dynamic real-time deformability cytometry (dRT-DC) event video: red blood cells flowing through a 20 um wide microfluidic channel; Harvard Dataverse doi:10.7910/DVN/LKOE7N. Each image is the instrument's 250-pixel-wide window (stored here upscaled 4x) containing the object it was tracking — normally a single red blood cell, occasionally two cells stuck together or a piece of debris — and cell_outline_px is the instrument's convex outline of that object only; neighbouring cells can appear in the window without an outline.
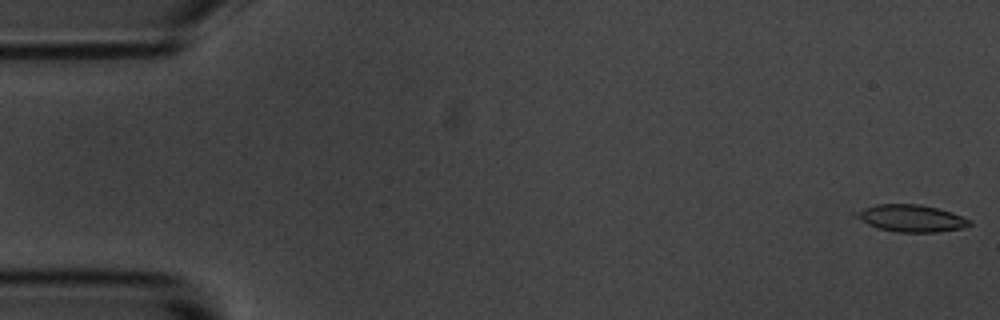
{"species": "common noctule bat (a hibernating species)", "species_latin": "Nyctalus noctula", "temperature_condition": "room temperature", "stored_images_in_passage": 55, "camera_frame_rate_fps": 3000, "um_per_image_px": 0.085, "animal": {"sex": "male", "body_mass_g": 20.1, "forearm_length_mm": 53.5}, "frame": {"image": 1, "passage_image": 1, "time_ms": 0.0, "image_size_px": [1000, 320], "cell_outline_px": [[972, 224], [964, 228], [936, 232], [896, 232], [880, 228], [868, 224], [852, 216], [848, 212], [876, 204], [920, 204], [952, 212], [972, 220]], "centroid_in_image_um": [77.4, 18.54], "position_along_channel_um": 7.6, "area_um2": 18.21}}
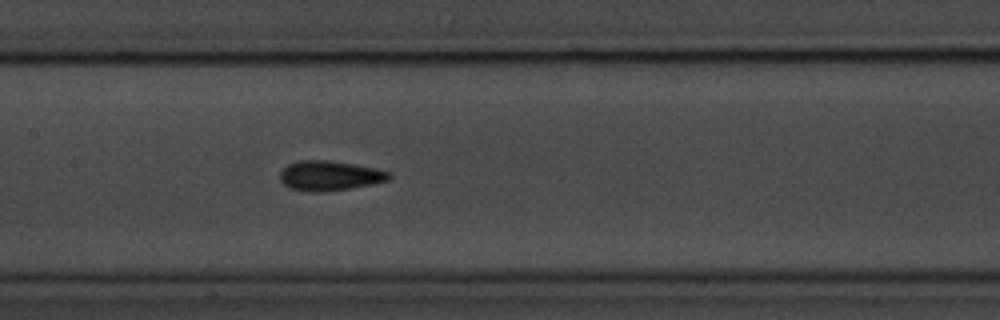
{"frame": {"image": 2, "passage_image": 26, "time_ms": 8.333, "image_size_px": [1000, 320], "cell_outline_px": [[392, 176], [388, 180], [372, 184], [324, 192], [308, 192], [292, 188], [284, 184], [280, 180], [280, 172], [288, 164], [300, 160], [328, 160], [352, 164], [392, 172]], "centroid_in_image_um": [28.01, 14.93], "position_along_channel_um": 179.4, "area_um2": 18.79}}
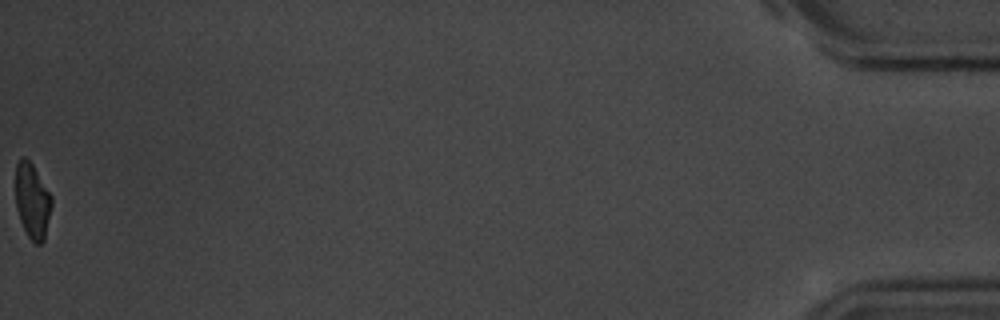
{"frame": {"image": 3, "passage_image": 55, "time_ms": 18.0, "image_size_px": [1000, 320], "cell_outline_px": [[52, 204], [44, 240], [40, 244], [36, 244], [28, 236], [20, 220], [16, 208], [16, 164], [20, 156], [24, 156], [32, 164], [52, 196]], "centroid_in_image_um": [2.74, 17.06], "position_along_channel_um": 432.5, "area_um2": 15.72}, "authors_computed_cell_mechanics": {"area_um2": 17.6868, "velocity_mm_per_s": 3.6687, "shape_relaxation_time_tau1_ms": 2.5382, "shape_relaxation_time_tau2_ms": 1.8072, "deformation_change_tau1": 0.1054, "deformation_change_tau2": 0.0673}}